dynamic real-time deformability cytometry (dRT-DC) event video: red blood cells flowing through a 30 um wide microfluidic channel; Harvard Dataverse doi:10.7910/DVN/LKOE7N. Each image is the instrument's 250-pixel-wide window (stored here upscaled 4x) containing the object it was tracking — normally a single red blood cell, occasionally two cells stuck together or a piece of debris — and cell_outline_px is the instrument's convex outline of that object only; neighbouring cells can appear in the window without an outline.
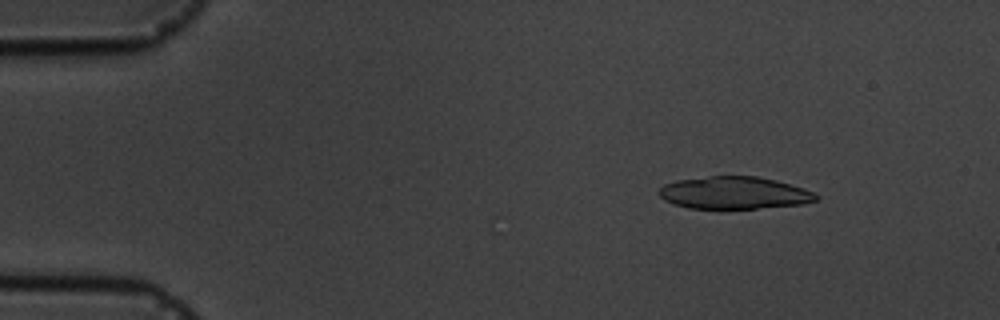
{"species": "common noctule bat (a hibernating species)", "species_latin": "Nyctalus noctula", "temperature_condition": "cold", "stored_images_in_passage": 3, "camera_frame_rate_fps": 3000, "um_per_image_px": 0.085, "animal": {"sex": "male", "body_mass_g": 19.5, "forearm_length_mm": 54.6}, "frame": {"image": 1, "passage_image": 3, "time_ms": 2.333, "image_size_px": [1000, 320], "cell_outline_px": [[820, 196], [816, 200], [804, 204], [756, 208], [688, 208], [664, 200], [656, 192], [664, 184], [676, 180], [708, 176], [756, 176], [776, 180], [804, 188]], "centroid_in_image_um": [62.39, 16.38], "position_along_channel_um": 22.6, "area_um2": 29.59}}